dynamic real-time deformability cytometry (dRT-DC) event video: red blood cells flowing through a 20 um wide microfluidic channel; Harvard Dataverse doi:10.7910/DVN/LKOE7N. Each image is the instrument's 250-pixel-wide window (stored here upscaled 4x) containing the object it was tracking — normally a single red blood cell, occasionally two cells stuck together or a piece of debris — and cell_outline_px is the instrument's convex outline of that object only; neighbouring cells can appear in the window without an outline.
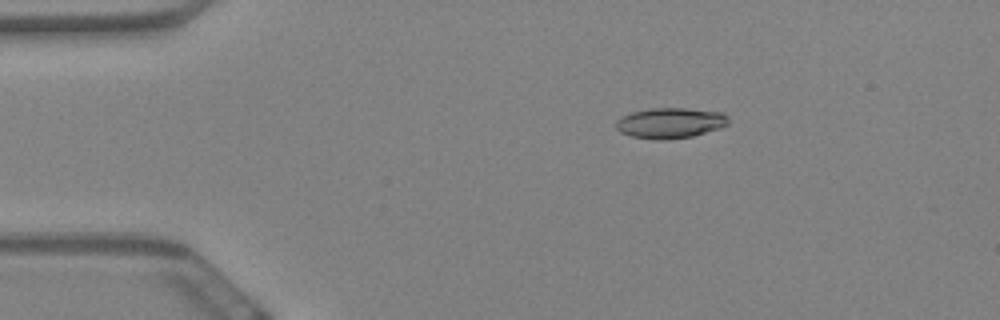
{"species": "Egyptian fruit bat (a non-hibernating species)", "species_latin": "Rousettus aegyptiacus", "temperature_condition": "warm", "stored_images_in_passage": 58, "camera_frame_rate_fps": 3000, "um_per_image_px": 0.085, "animal": {"sex": "female"}, "frame": {"image": 1, "passage_image": 9, "time_ms": 2.667, "image_size_px": [1000, 320], "cell_outline_px": [[728, 124], [720, 128], [692, 136], [668, 140], [656, 140], [632, 136], [620, 132], [616, 128], [616, 120], [632, 112], [652, 108], [684, 108], [724, 112], [728, 116]], "centroid_in_image_um": [56.99, 10.45], "position_along_channel_um": 28.0, "area_um2": 20.0}}
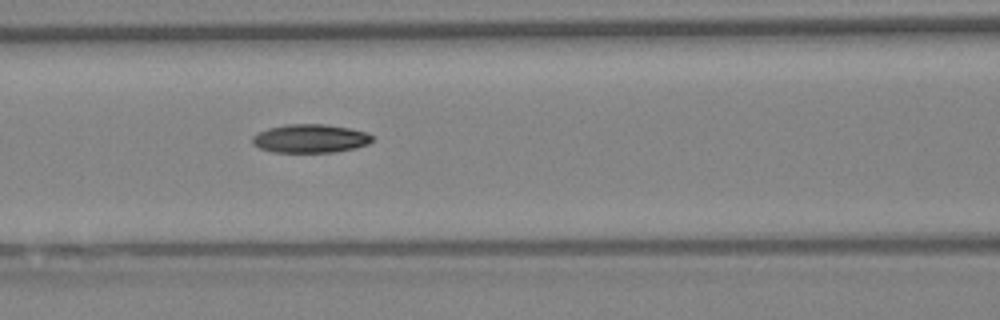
{"frame": {"image": 2, "passage_image": 24, "time_ms": 7.667, "image_size_px": [1000, 320], "cell_outline_px": [[372, 140], [368, 144], [356, 148], [332, 152], [272, 152], [260, 148], [252, 144], [252, 136], [268, 128], [284, 124], [324, 124], [348, 128], [368, 132], [372, 136]], "centroid_in_image_um": [26.36, 11.77], "position_along_channel_um": 140.2, "area_um2": 19.94}}
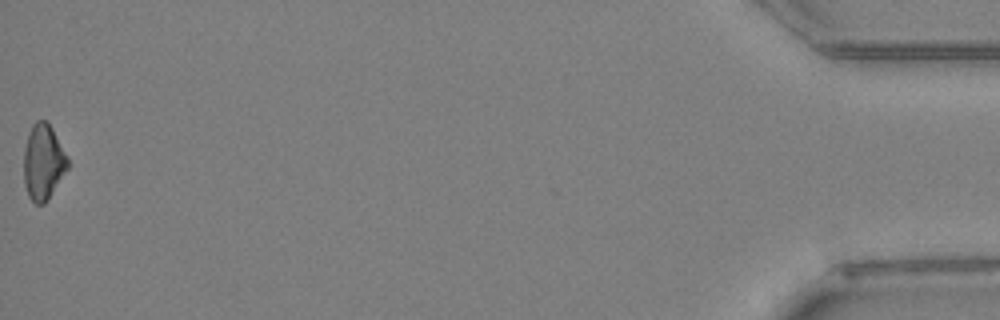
{"frame": {"image": 3, "passage_image": 58, "time_ms": 19.0, "image_size_px": [1000, 320], "cell_outline_px": [[68, 168], [48, 200], [44, 204], [36, 204], [28, 196], [24, 184], [24, 148], [28, 132], [32, 124], [36, 120], [44, 120], [52, 128], [68, 156]], "centroid_in_image_um": [3.67, 13.78], "position_along_channel_um": 431.5, "area_um2": 19.48}}